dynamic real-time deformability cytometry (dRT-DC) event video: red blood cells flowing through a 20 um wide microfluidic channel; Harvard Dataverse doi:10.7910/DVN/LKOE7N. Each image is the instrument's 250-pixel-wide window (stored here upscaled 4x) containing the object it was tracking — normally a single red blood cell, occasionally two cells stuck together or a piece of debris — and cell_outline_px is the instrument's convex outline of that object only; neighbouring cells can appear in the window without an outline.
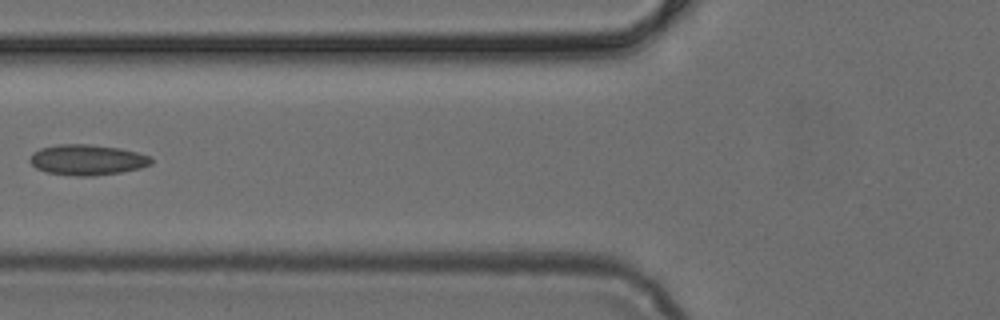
{"species": "common noctule bat (a hibernating species)", "species_latin": "Nyctalus noctula", "temperature_condition": "cold", "stored_images_in_passage": 5, "camera_frame_rate_fps": 3000, "um_per_image_px": 0.085, "animal": {"sex": "female", "body_mass_g": 24.6, "forearm_length_mm": 56.2}, "frame": {"image": 1, "passage_image": 5, "time_ms": 1.333, "image_size_px": [1000, 320], "cell_outline_px": [[152, 164], [140, 168], [120, 172], [92, 176], [76, 176], [48, 172], [36, 168], [28, 160], [32, 152], [40, 148], [56, 144], [92, 144], [120, 148], [152, 156]], "centroid_in_image_um": [7.41, 13.57], "position_along_channel_um": 118.4, "area_um2": 21.73}}